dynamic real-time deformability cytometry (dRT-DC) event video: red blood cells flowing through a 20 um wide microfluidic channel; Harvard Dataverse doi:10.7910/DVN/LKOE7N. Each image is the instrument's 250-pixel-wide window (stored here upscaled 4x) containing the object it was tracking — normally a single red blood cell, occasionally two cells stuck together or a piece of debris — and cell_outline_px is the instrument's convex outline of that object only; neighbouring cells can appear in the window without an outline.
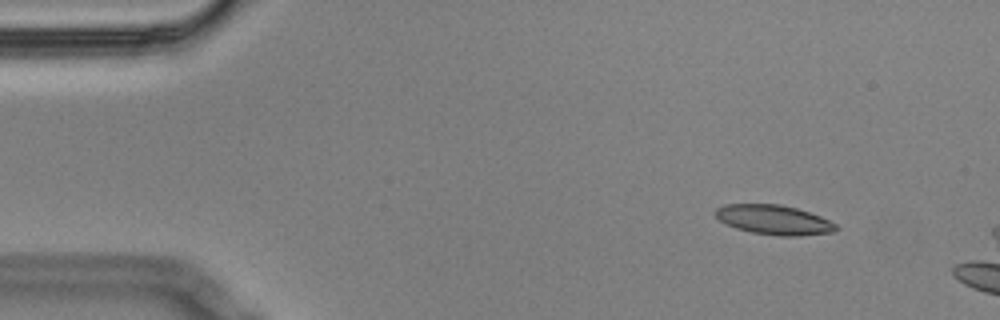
{"species": "Egyptian fruit bat (a non-hibernating species)", "species_latin": "Rousettus aegyptiacus", "temperature_condition": "cold", "stored_images_in_passage": 11, "camera_frame_rate_fps": 3000, "um_per_image_px": 0.085, "animal": {"sex": "male"}, "frame": {"image": 1, "passage_image": 4, "time_ms": 1.0, "image_size_px": [1000, 320], "cell_outline_px": [[840, 228], [836, 232], [800, 236], [780, 236], [752, 232], [736, 228], [720, 220], [716, 216], [716, 208], [724, 204], [780, 204], [796, 208], [820, 216], [836, 224]], "centroid_in_image_um": [65.83, 18.69], "position_along_channel_um": 19.2, "area_um2": 20.75}}